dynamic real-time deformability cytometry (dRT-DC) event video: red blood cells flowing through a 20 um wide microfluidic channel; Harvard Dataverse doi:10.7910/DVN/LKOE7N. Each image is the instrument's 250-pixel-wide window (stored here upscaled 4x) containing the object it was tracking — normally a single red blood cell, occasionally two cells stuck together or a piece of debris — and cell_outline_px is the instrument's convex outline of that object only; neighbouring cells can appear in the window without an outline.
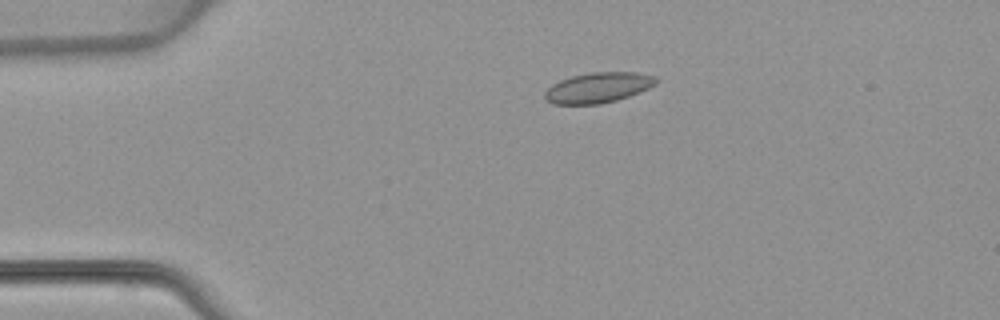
{"species": "common noctule bat (a hibernating species)", "species_latin": "Nyctalus noctula", "temperature_condition": "warm", "stored_images_in_passage": 50, "camera_frame_rate_fps": 3000, "um_per_image_px": 0.085, "animal": {"sex": "female", "body_mass_g": 22.7, "forearm_length_mm": 54.2}, "frame": {"image": 1, "passage_image": 11, "time_ms": 3.333, "image_size_px": [1000, 320], "cell_outline_px": [[660, 80], [656, 84], [648, 88], [628, 96], [616, 100], [600, 104], [552, 104], [544, 100], [544, 92], [552, 84], [560, 80], [572, 76], [592, 72], [636, 72], [656, 76]], "centroid_in_image_um": [50.83, 7.44], "position_along_channel_um": 34.2, "area_um2": 19.77}}
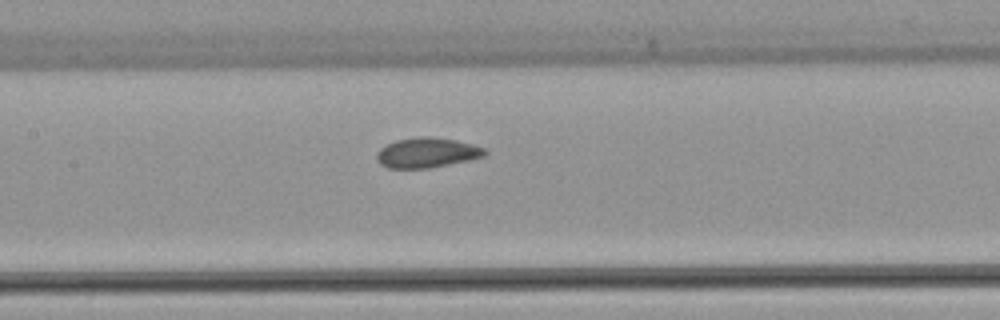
{"frame": {"image": 2, "passage_image": 24, "time_ms": 7.667, "image_size_px": [1000, 320], "cell_outline_px": [[488, 152], [484, 156], [468, 160], [428, 168], [388, 168], [380, 164], [376, 160], [376, 152], [380, 148], [396, 140], [420, 136], [428, 136], [456, 140], [472, 144], [484, 148]], "centroid_in_image_um": [36.26, 12.97], "position_along_channel_um": 171.1, "area_um2": 18.84}}
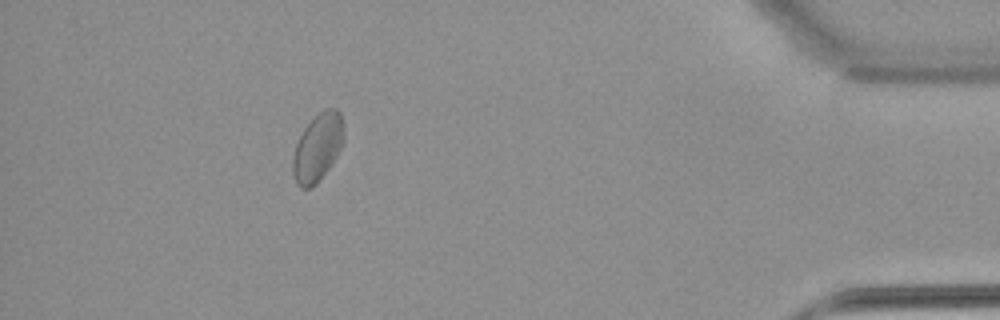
{"frame": {"image": 3, "passage_image": 45, "time_ms": 14.667, "image_size_px": [1000, 320], "cell_outline_px": [[344, 140], [336, 156], [328, 168], [316, 184], [308, 188], [300, 188], [296, 184], [292, 172], [292, 156], [296, 144], [304, 128], [320, 112], [328, 108], [336, 108], [340, 112], [344, 124]], "centroid_in_image_um": [26.99, 12.54], "position_along_channel_um": 408.2, "area_um2": 20.06}}